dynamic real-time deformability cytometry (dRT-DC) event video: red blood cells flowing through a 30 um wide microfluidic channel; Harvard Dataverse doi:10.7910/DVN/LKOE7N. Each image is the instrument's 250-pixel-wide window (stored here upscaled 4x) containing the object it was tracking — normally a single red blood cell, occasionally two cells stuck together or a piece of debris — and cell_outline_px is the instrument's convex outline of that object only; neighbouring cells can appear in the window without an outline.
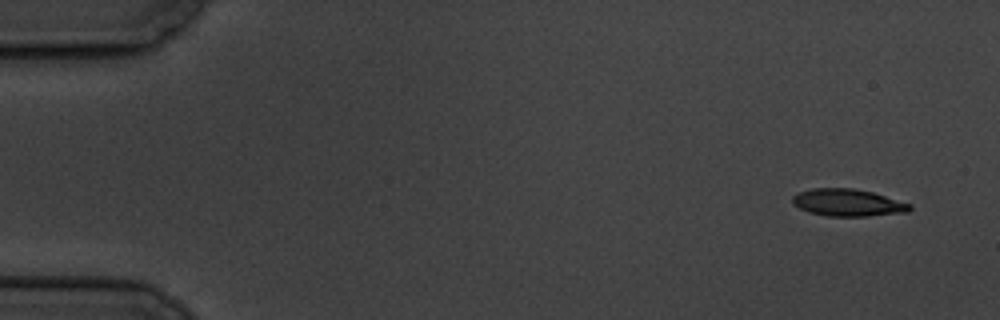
{"species": "common noctule bat (a hibernating species)", "species_latin": "Nyctalus noctula", "temperature_condition": "cold", "stored_images_in_passage": 5, "camera_frame_rate_fps": 3000, "um_per_image_px": 0.085, "animal": {"sex": "male", "body_mass_g": 19.5, "forearm_length_mm": 54.6}, "frame": {"image": 1, "passage_image": 1, "time_ms": 0.0, "image_size_px": [1000, 320], "cell_outline_px": [[912, 208], [908, 212], [868, 216], [828, 216], [808, 212], [792, 204], [792, 196], [800, 192], [812, 188], [852, 188], [872, 192], [912, 204]], "centroid_in_image_um": [72.06, 17.23], "position_along_channel_um": 12.9, "area_um2": 18.61}}
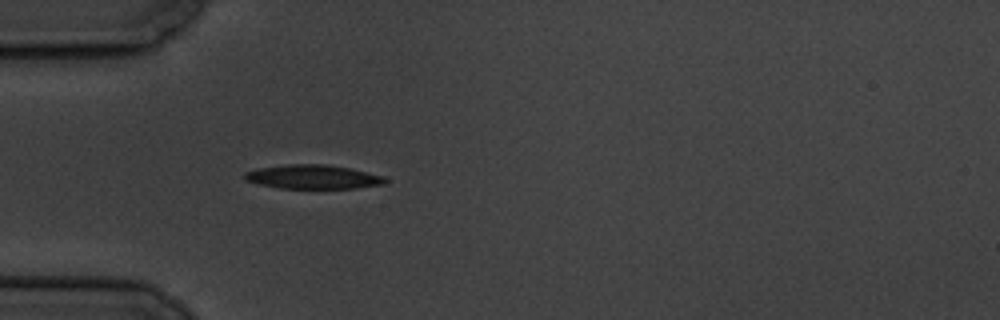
{"frame": {"image": 2, "passage_image": 5, "time_ms": 4.667, "image_size_px": [1000, 320], "cell_outline_px": [[388, 180], [384, 184], [356, 188], [280, 188], [260, 184], [244, 180], [244, 172], [260, 168], [288, 164], [328, 164], [348, 168], [380, 176]], "centroid_in_image_um": [26.56, 15.03], "position_along_channel_um": 58.4, "area_um2": 19.36}}